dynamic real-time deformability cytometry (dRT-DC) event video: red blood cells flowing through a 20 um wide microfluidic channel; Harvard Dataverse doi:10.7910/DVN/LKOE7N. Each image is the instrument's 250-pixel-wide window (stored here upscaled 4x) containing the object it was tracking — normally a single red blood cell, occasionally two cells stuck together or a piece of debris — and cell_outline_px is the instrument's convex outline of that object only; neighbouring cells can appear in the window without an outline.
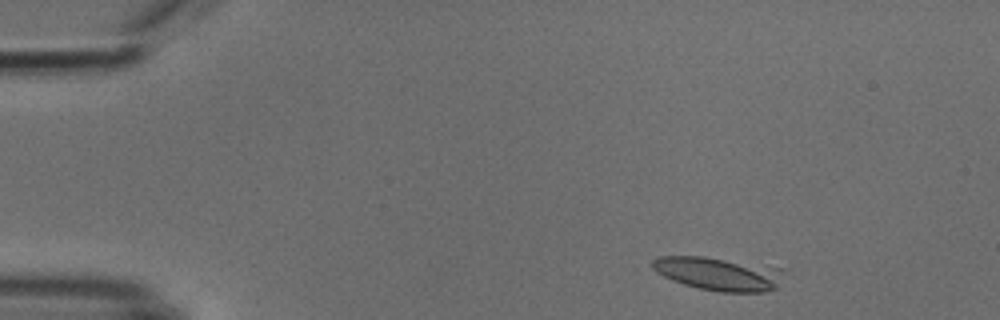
{"species": "common noctule bat (a hibernating species)", "species_latin": "Nyctalus noctula", "temperature_condition": "cold", "stored_images_in_passage": 4, "camera_frame_rate_fps": 3000, "um_per_image_px": 0.085, "animal": {"sex": "male", "body_mass_g": 18.8}, "frame": {"image": 1, "passage_image": 1, "time_ms": 0.0, "image_size_px": [1000, 320], "cell_outline_px": [[788, 268], [776, 288], [764, 292], [720, 292], [700, 288], [684, 284], [672, 280], [656, 272], [652, 268], [652, 260], [660, 256], [704, 256], [764, 264]], "centroid_in_image_um": [61.16, 23.25], "position_along_channel_um": 23.8, "area_um2": 26.07}}